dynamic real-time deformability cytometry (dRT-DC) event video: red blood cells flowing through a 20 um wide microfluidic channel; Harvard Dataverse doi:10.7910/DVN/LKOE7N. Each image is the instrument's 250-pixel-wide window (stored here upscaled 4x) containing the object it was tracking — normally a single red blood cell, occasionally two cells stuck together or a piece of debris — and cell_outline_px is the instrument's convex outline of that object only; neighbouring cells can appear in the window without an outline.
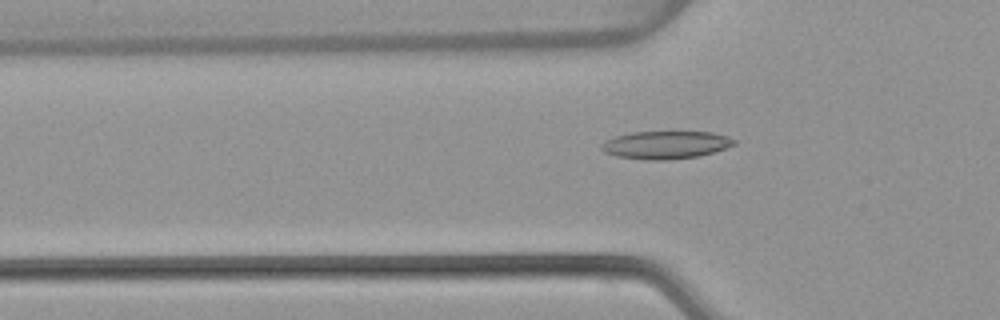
{"species": "common noctule bat (a hibernating species)", "species_latin": "Nyctalus noctula", "temperature_condition": "warm", "stored_images_in_passage": 53, "camera_frame_rate_fps": 3000, "um_per_image_px": 0.085, "animal": {"sex": "female", "body_mass_g": 22.7, "forearm_length_mm": 54.2}, "frame": {"image": 1, "passage_image": 18, "time_ms": 5.667, "image_size_px": [1000, 320], "cell_outline_px": [[736, 144], [700, 156], [664, 160], [644, 160], [616, 156], [604, 152], [600, 148], [600, 144], [604, 140], [616, 136], [632, 132], [712, 132], [728, 136], [736, 140]], "centroid_in_image_um": [56.55, 12.32], "position_along_channel_um": 69.2, "area_um2": 21.56}}
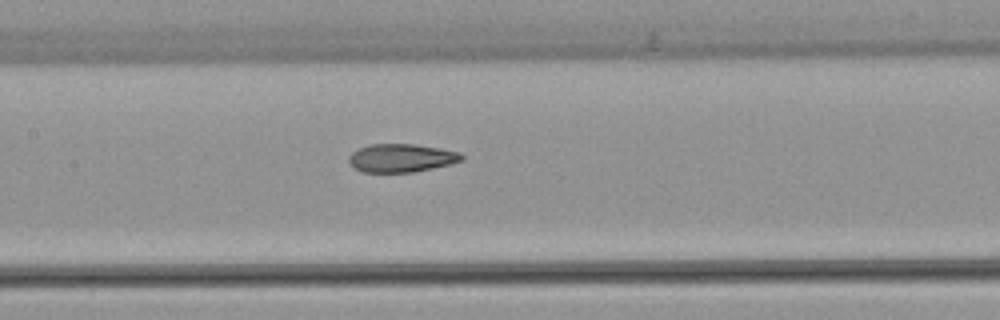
{"frame": {"image": 2, "passage_image": 26, "time_ms": 8.333, "image_size_px": [1000, 320], "cell_outline_px": [[464, 160], [452, 164], [412, 172], [360, 172], [352, 168], [348, 160], [348, 156], [352, 152], [368, 144], [416, 144], [440, 148], [460, 152], [464, 156]], "centroid_in_image_um": [34.1, 13.43], "position_along_channel_um": 173.3, "area_um2": 18.84}}
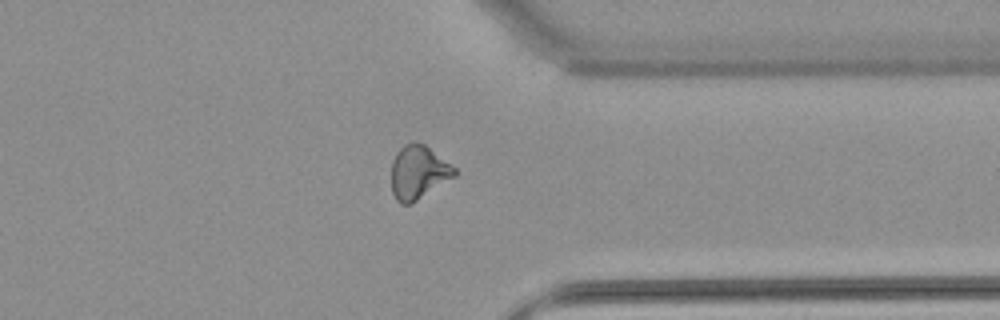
{"frame": {"image": 3, "passage_image": 42, "time_ms": 13.667, "image_size_px": [1000, 320], "cell_outline_px": [[456, 176], [416, 200], [408, 204], [400, 204], [396, 200], [392, 192], [392, 160], [396, 152], [404, 144], [412, 140], [416, 140], [424, 144], [452, 164], [456, 168]], "centroid_in_image_um": [35.56, 14.61], "position_along_channel_um": 375.8, "area_um2": 19.83}, "authors_computed_cell_mechanics": {"area_um2": 19.941, "velocity_mm_per_s": 3.8848, "shape_relaxation_time_tau1_ms": 8.8464, "shape_relaxation_time_tau2_ms": 2.2876, "deformation_change_tau1": 0.2543, "deformation_change_tau2": 0.0993}}